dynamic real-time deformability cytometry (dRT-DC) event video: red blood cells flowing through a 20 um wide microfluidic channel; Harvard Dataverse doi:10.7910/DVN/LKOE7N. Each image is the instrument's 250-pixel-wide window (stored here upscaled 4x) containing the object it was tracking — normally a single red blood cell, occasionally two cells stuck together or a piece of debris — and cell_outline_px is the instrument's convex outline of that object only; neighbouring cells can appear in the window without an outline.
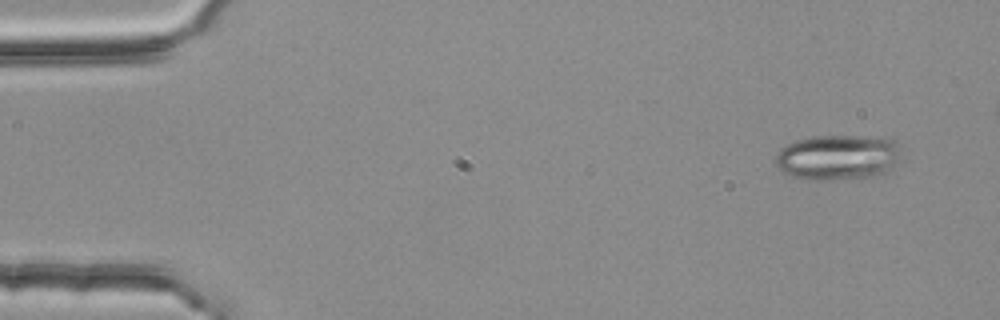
{"species": "common noctule bat (a hibernating species)", "species_latin": "Nyctalus noctula", "temperature_condition": "room temperature", "stored_images_in_passage": 4, "camera_frame_rate_fps": 3000, "um_per_image_px": 0.085, "animal": {"sex": "female", "body_mass_g": 25.1}, "frame": {"image": 1, "passage_image": 1, "time_ms": 0.0, "image_size_px": [1000, 320], "cell_outline_px": [[900, 148], [896, 160], [884, 172], [876, 176], [796, 176], [780, 172], [776, 164], [776, 152], [780, 148], [796, 140], [812, 136], [852, 136], [892, 140], [900, 144]], "centroid_in_image_um": [71.16, 13.29], "position_along_channel_um": 13.8, "area_um2": 31.27}}